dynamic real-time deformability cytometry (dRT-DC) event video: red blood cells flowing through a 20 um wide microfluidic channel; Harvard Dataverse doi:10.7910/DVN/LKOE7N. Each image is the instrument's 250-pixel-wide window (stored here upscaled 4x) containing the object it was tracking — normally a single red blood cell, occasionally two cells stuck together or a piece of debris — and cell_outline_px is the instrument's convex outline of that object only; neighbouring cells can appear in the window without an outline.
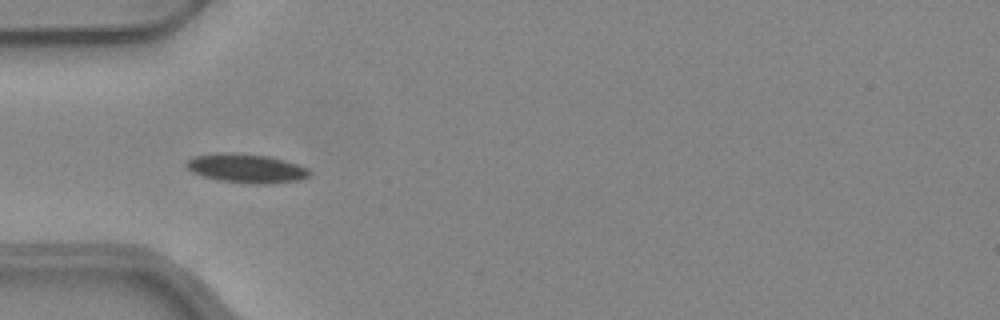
{"species": "common noctule bat (a hibernating species)", "species_latin": "Nyctalus noctula", "temperature_condition": "warm", "stored_images_in_passage": 2, "camera_frame_rate_fps": 3000, "um_per_image_px": 0.085, "animal": {"sex": "female", "body_mass_g": 24.6, "forearm_length_mm": 56.2}, "frame": {"image": 1, "passage_image": 1, "time_ms": 0.0, "image_size_px": [1000, 320], "cell_outline_px": [[312, 172], [308, 176], [300, 180], [268, 184], [256, 184], [220, 180], [204, 176], [192, 172], [184, 164], [192, 156], [220, 152], [232, 152], [268, 156], [284, 160], [308, 168]], "centroid_in_image_um": [20.94, 14.3], "position_along_channel_um": 64.1, "area_um2": 20.81}}